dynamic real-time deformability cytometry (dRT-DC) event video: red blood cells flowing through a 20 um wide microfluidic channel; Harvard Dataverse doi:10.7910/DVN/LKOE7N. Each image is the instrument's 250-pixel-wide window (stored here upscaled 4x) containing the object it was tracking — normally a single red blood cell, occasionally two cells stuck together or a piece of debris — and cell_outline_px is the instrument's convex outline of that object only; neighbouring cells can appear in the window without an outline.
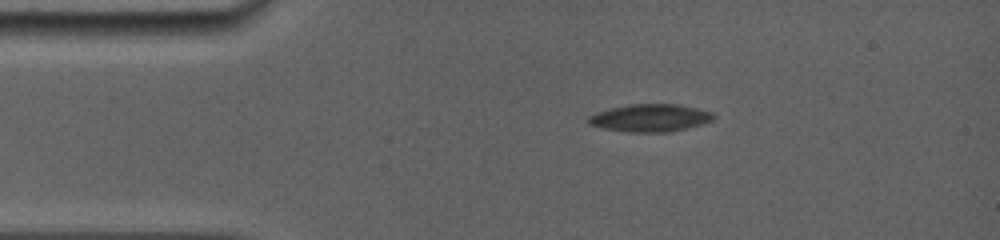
{"species": "common noctule bat (a hibernating species)", "species_latin": "Nyctalus noctula", "temperature_condition": "room temperature", "stored_images_in_passage": 35, "camera_frame_rate_fps": 5000, "um_per_image_px": 0.085, "animal": {"sex": "female", "body_mass_g": 19.0, "forearm_length_mm": 56.7}, "frame": {"image": 1, "passage_image": 3, "time_ms": 1.4, "image_size_px": [1000, 240], "cell_outline_px": [[716, 116], [712, 120], [700, 124], [668, 132], [628, 132], [604, 128], [588, 124], [588, 116], [596, 112], [628, 104], [680, 104], [712, 112]], "centroid_in_image_um": [55.25, 10.01], "position_along_channel_um": 29.8, "area_um2": 19.94}}
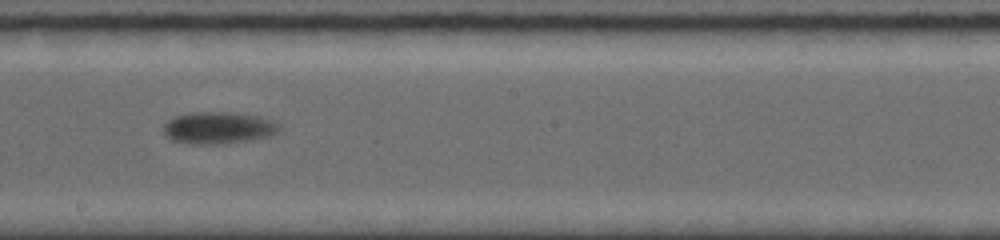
{"frame": {"image": 2, "passage_image": 17, "time_ms": 7.8, "image_size_px": [1000, 240], "cell_outline_px": [[280, 128], [272, 136], [248, 140], [216, 144], [192, 144], [172, 140], [164, 132], [164, 124], [168, 120], [176, 116], [188, 112], [232, 112], [260, 116], [280, 124]], "centroid_in_image_um": [18.57, 10.85], "position_along_channel_um": 229.6, "area_um2": 21.5}}
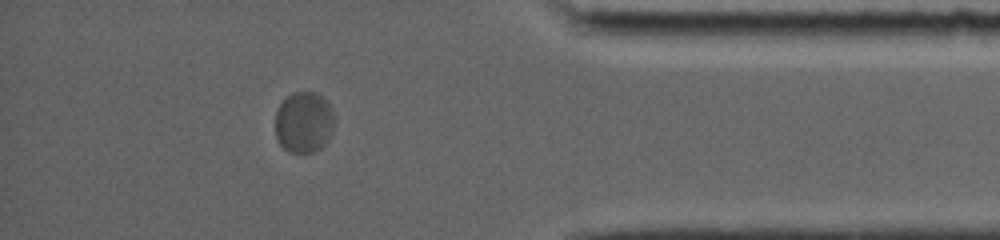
{"frame": {"image": 3, "passage_image": 30, "time_ms": 13.0, "image_size_px": [1000, 240], "cell_outline_px": [[332, 132], [328, 140], [320, 148], [312, 152], [288, 152], [276, 140], [276, 112], [280, 104], [292, 92], [316, 92], [328, 100], [332, 108]], "centroid_in_image_um": [25.82, 10.38], "position_along_channel_um": 409.4, "area_um2": 21.04}}